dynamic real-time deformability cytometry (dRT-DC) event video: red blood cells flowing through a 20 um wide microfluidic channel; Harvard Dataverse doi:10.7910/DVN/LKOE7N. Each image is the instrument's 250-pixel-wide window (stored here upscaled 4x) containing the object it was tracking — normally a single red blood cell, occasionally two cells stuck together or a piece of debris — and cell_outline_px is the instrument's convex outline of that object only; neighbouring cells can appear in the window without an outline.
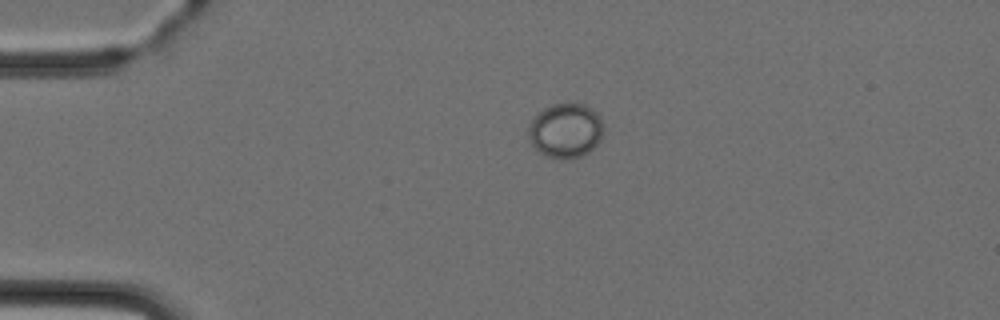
{"species": "Egyptian fruit bat (a non-hibernating species)", "species_latin": "Rousettus aegyptiacus", "temperature_condition": "cold", "stored_images_in_passage": 2, "camera_frame_rate_fps": 3000, "um_per_image_px": 0.085, "animal": {"sex": "female"}, "frame": {"image": 1, "passage_image": 1, "time_ms": 0.0, "image_size_px": [1000, 320], "cell_outline_px": [[604, 128], [600, 140], [588, 152], [580, 156], [548, 156], [540, 152], [532, 144], [528, 136], [528, 128], [532, 120], [544, 108], [552, 104], [584, 104], [592, 108], [600, 116], [604, 124]], "centroid_in_image_um": [48.1, 11.05], "position_along_channel_um": 36.9, "area_um2": 23.29}}